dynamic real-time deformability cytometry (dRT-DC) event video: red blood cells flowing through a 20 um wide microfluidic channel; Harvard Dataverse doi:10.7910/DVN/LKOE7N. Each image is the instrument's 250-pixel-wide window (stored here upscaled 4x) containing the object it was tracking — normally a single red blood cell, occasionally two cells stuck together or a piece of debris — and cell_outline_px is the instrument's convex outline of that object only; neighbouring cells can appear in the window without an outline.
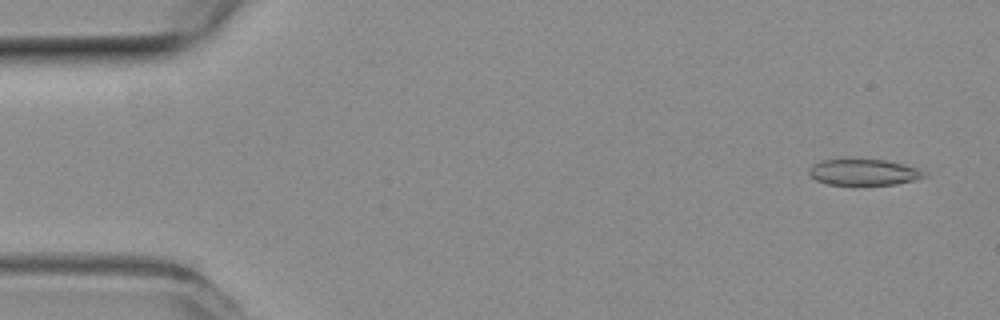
{"species": "common noctule bat (a hibernating species)", "species_latin": "Nyctalus noctula", "temperature_condition": "room temperature", "stored_images_in_passage": 55, "camera_frame_rate_fps": 3000, "um_per_image_px": 0.085, "animal": {"sex": "female", "body_mass_g": 19.3, "forearm_length_mm": 54.1}, "frame": {"image": 1, "passage_image": 3, "time_ms": 0.667, "image_size_px": [1000, 320], "cell_outline_px": [[928, 176], [916, 180], [896, 184], [828, 184], [816, 180], [808, 176], [808, 168], [812, 164], [820, 160], [884, 160], [916, 168], [924, 172]], "centroid_in_image_um": [73.36, 14.64], "position_along_channel_um": 11.6, "area_um2": 17.28}}
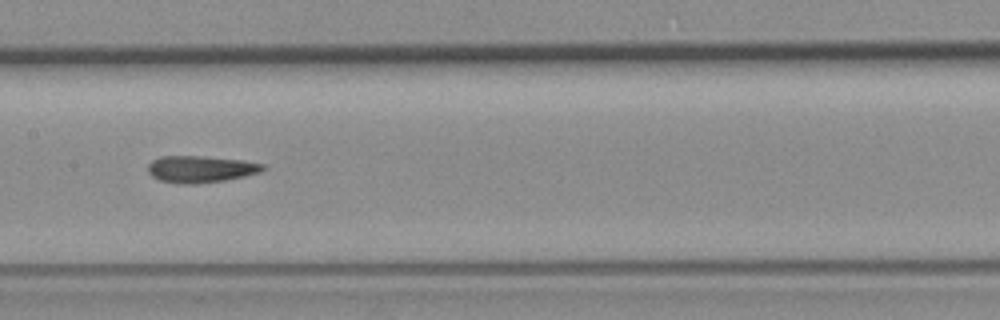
{"frame": {"image": 2, "passage_image": 27, "time_ms": 8.667, "image_size_px": [1000, 320], "cell_outline_px": [[268, 168], [260, 172], [244, 176], [224, 180], [196, 184], [180, 184], [160, 180], [152, 176], [148, 172], [148, 164], [152, 160], [160, 156], [204, 156], [244, 160], [264, 164]], "centroid_in_image_um": [17.07, 14.37], "position_along_channel_um": 190.3, "area_um2": 18.09}}
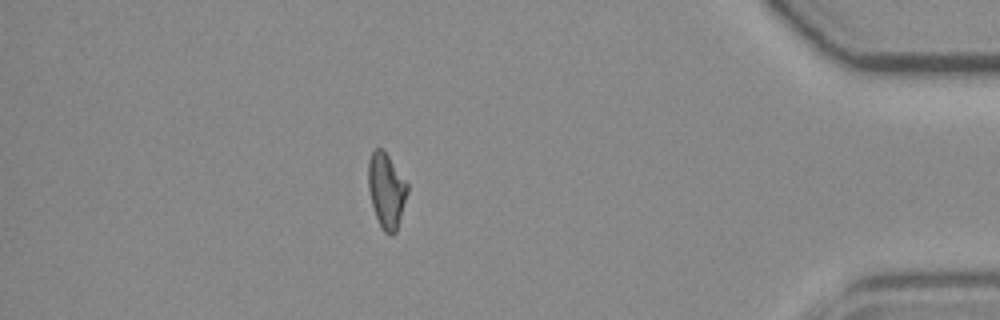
{"frame": {"image": 3, "passage_image": 48, "time_ms": 15.667, "image_size_px": [1000, 320], "cell_outline_px": [[408, 192], [396, 232], [392, 236], [384, 232], [380, 228], [372, 204], [368, 188], [368, 160], [372, 152], [376, 148], [380, 148], [388, 156], [408, 184]], "centroid_in_image_um": [32.84, 16.22], "position_along_channel_um": 402.4, "area_um2": 16.99}, "authors_computed_cell_mechanics": {"area_um2": 18.0336, "velocity_mm_per_s": 3.7104, "shape_relaxation_time_tau1_ms": null, "shape_relaxation_time_tau2_ms": 5.0168, "deformation_change_tau1": null, "deformation_change_tau2": 0.1335}}